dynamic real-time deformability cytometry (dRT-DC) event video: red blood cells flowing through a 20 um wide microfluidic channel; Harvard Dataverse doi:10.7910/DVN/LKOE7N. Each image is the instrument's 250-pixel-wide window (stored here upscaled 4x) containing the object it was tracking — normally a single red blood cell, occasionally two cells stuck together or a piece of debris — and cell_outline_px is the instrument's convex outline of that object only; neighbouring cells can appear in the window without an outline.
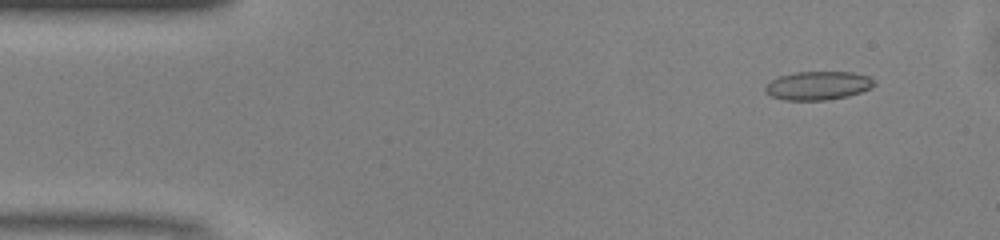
{"species": "common noctule bat (a hibernating species)", "species_latin": "Nyctalus noctula", "temperature_condition": "warm", "stored_images_in_passage": 49, "camera_frame_rate_fps": 3000, "um_per_image_px": 0.085, "animal": {"sex": "male", "body_mass_g": 13.0, "forearm_length_mm": 53.1}, "frame": {"image": 1, "passage_image": 4, "time_ms": 1.0, "image_size_px": [1000, 240], "cell_outline_px": [[876, 84], [872, 88], [848, 96], [828, 100], [784, 100], [772, 96], [764, 92], [764, 88], [772, 80], [780, 76], [796, 72], [852, 72], [868, 76]], "centroid_in_image_um": [69.54, 7.28], "position_along_channel_um": 15.5, "area_um2": 18.09}}
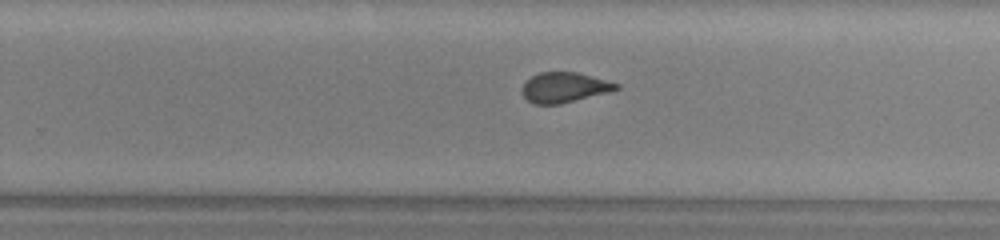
{"frame": {"image": 2, "passage_image": 30, "time_ms": 9.667, "image_size_px": [1000, 240], "cell_outline_px": [[620, 88], [612, 92], [560, 104], [532, 104], [524, 96], [524, 84], [532, 76], [540, 72], [576, 72], [620, 84]], "centroid_in_image_um": [48.02, 7.44], "position_along_channel_um": 281.8, "area_um2": 16.42}}
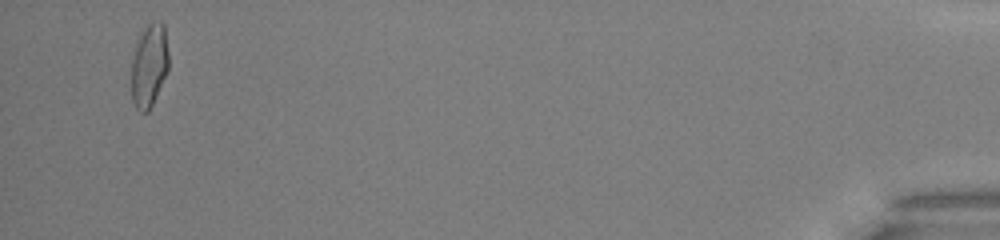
{"frame": {"image": 3, "passage_image": 47, "time_ms": 15.333, "image_size_px": [1000, 240], "cell_outline_px": [[168, 72], [148, 112], [140, 112], [136, 108], [132, 100], [132, 56], [140, 32], [152, 20], [160, 20], [164, 24], [168, 52]], "centroid_in_image_um": [12.68, 5.53], "position_along_channel_um": 422.5, "area_um2": 18.26}, "authors_computed_cell_mechanics": {"area_um2": 17.6868, "velocity_mm_per_s": 4.1223, "shape_relaxation_time_tau1_ms": 6.3644, "shape_relaxation_time_tau2_ms": 0.7539, "deformation_change_tau1": 0.1796, "deformation_change_tau2": 0.0645}}